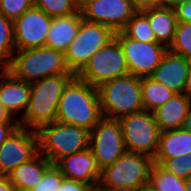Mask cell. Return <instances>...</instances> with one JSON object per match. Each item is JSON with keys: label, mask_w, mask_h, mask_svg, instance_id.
<instances>
[{"label": "cell", "mask_w": 191, "mask_h": 191, "mask_svg": "<svg viewBox=\"0 0 191 191\" xmlns=\"http://www.w3.org/2000/svg\"><path fill=\"white\" fill-rule=\"evenodd\" d=\"M102 117L98 88L75 76L60 97L56 120L91 131Z\"/></svg>", "instance_id": "obj_1"}, {"label": "cell", "mask_w": 191, "mask_h": 191, "mask_svg": "<svg viewBox=\"0 0 191 191\" xmlns=\"http://www.w3.org/2000/svg\"><path fill=\"white\" fill-rule=\"evenodd\" d=\"M75 74H58L31 83V96L19 126L37 130L56 120L60 97Z\"/></svg>", "instance_id": "obj_2"}, {"label": "cell", "mask_w": 191, "mask_h": 191, "mask_svg": "<svg viewBox=\"0 0 191 191\" xmlns=\"http://www.w3.org/2000/svg\"><path fill=\"white\" fill-rule=\"evenodd\" d=\"M6 69L28 83L58 74H74L66 64L64 52L47 46L15 51Z\"/></svg>", "instance_id": "obj_3"}, {"label": "cell", "mask_w": 191, "mask_h": 191, "mask_svg": "<svg viewBox=\"0 0 191 191\" xmlns=\"http://www.w3.org/2000/svg\"><path fill=\"white\" fill-rule=\"evenodd\" d=\"M154 159L126 151L113 164L101 170L98 188L103 191H133L149 182Z\"/></svg>", "instance_id": "obj_4"}, {"label": "cell", "mask_w": 191, "mask_h": 191, "mask_svg": "<svg viewBox=\"0 0 191 191\" xmlns=\"http://www.w3.org/2000/svg\"><path fill=\"white\" fill-rule=\"evenodd\" d=\"M39 153L55 164L62 157L89 148V134L85 128L64 124L57 120L37 130Z\"/></svg>", "instance_id": "obj_5"}, {"label": "cell", "mask_w": 191, "mask_h": 191, "mask_svg": "<svg viewBox=\"0 0 191 191\" xmlns=\"http://www.w3.org/2000/svg\"><path fill=\"white\" fill-rule=\"evenodd\" d=\"M103 117L119 119L144 110L141 78L127 74L98 87Z\"/></svg>", "instance_id": "obj_6"}, {"label": "cell", "mask_w": 191, "mask_h": 191, "mask_svg": "<svg viewBox=\"0 0 191 191\" xmlns=\"http://www.w3.org/2000/svg\"><path fill=\"white\" fill-rule=\"evenodd\" d=\"M129 74L122 46L114 37L91 56L88 63L76 75L80 80L98 88L102 84Z\"/></svg>", "instance_id": "obj_7"}, {"label": "cell", "mask_w": 191, "mask_h": 191, "mask_svg": "<svg viewBox=\"0 0 191 191\" xmlns=\"http://www.w3.org/2000/svg\"><path fill=\"white\" fill-rule=\"evenodd\" d=\"M118 120L121 124L126 150L148 155L154 159L161 132L154 114L144 109L122 116Z\"/></svg>", "instance_id": "obj_8"}, {"label": "cell", "mask_w": 191, "mask_h": 191, "mask_svg": "<svg viewBox=\"0 0 191 191\" xmlns=\"http://www.w3.org/2000/svg\"><path fill=\"white\" fill-rule=\"evenodd\" d=\"M115 37V33L100 23L82 19L77 36L64 52L69 70L77 75L91 56Z\"/></svg>", "instance_id": "obj_9"}, {"label": "cell", "mask_w": 191, "mask_h": 191, "mask_svg": "<svg viewBox=\"0 0 191 191\" xmlns=\"http://www.w3.org/2000/svg\"><path fill=\"white\" fill-rule=\"evenodd\" d=\"M89 149L101 170L121 157L127 150L120 121L102 117L90 131Z\"/></svg>", "instance_id": "obj_10"}, {"label": "cell", "mask_w": 191, "mask_h": 191, "mask_svg": "<svg viewBox=\"0 0 191 191\" xmlns=\"http://www.w3.org/2000/svg\"><path fill=\"white\" fill-rule=\"evenodd\" d=\"M115 37L124 51L129 74L136 77H149L168 51L161 43L136 41L122 31Z\"/></svg>", "instance_id": "obj_11"}, {"label": "cell", "mask_w": 191, "mask_h": 191, "mask_svg": "<svg viewBox=\"0 0 191 191\" xmlns=\"http://www.w3.org/2000/svg\"><path fill=\"white\" fill-rule=\"evenodd\" d=\"M38 152L36 130L19 126L0 146V175L7 176Z\"/></svg>", "instance_id": "obj_12"}, {"label": "cell", "mask_w": 191, "mask_h": 191, "mask_svg": "<svg viewBox=\"0 0 191 191\" xmlns=\"http://www.w3.org/2000/svg\"><path fill=\"white\" fill-rule=\"evenodd\" d=\"M52 17L33 6L13 21L16 51L45 46Z\"/></svg>", "instance_id": "obj_13"}, {"label": "cell", "mask_w": 191, "mask_h": 191, "mask_svg": "<svg viewBox=\"0 0 191 191\" xmlns=\"http://www.w3.org/2000/svg\"><path fill=\"white\" fill-rule=\"evenodd\" d=\"M137 12L132 0H96L81 10L83 19L105 25L114 33L122 31Z\"/></svg>", "instance_id": "obj_14"}, {"label": "cell", "mask_w": 191, "mask_h": 191, "mask_svg": "<svg viewBox=\"0 0 191 191\" xmlns=\"http://www.w3.org/2000/svg\"><path fill=\"white\" fill-rule=\"evenodd\" d=\"M55 165L65 178L86 183L93 188L98 187L101 169L89 148L66 155L59 159Z\"/></svg>", "instance_id": "obj_15"}, {"label": "cell", "mask_w": 191, "mask_h": 191, "mask_svg": "<svg viewBox=\"0 0 191 191\" xmlns=\"http://www.w3.org/2000/svg\"><path fill=\"white\" fill-rule=\"evenodd\" d=\"M30 96L31 83L16 78L6 68L0 69V100L13 118L19 120L24 115Z\"/></svg>", "instance_id": "obj_16"}, {"label": "cell", "mask_w": 191, "mask_h": 191, "mask_svg": "<svg viewBox=\"0 0 191 191\" xmlns=\"http://www.w3.org/2000/svg\"><path fill=\"white\" fill-rule=\"evenodd\" d=\"M190 65L191 61L168 50L149 77L176 94L184 93Z\"/></svg>", "instance_id": "obj_17"}, {"label": "cell", "mask_w": 191, "mask_h": 191, "mask_svg": "<svg viewBox=\"0 0 191 191\" xmlns=\"http://www.w3.org/2000/svg\"><path fill=\"white\" fill-rule=\"evenodd\" d=\"M82 19L81 11L67 16L52 17L45 46L65 52L77 36Z\"/></svg>", "instance_id": "obj_18"}, {"label": "cell", "mask_w": 191, "mask_h": 191, "mask_svg": "<svg viewBox=\"0 0 191 191\" xmlns=\"http://www.w3.org/2000/svg\"><path fill=\"white\" fill-rule=\"evenodd\" d=\"M52 163L39 152L30 160L23 162L7 176L16 191H29L39 184L44 172Z\"/></svg>", "instance_id": "obj_19"}, {"label": "cell", "mask_w": 191, "mask_h": 191, "mask_svg": "<svg viewBox=\"0 0 191 191\" xmlns=\"http://www.w3.org/2000/svg\"><path fill=\"white\" fill-rule=\"evenodd\" d=\"M191 105L190 99L184 94H175L153 114L161 132L182 128Z\"/></svg>", "instance_id": "obj_20"}, {"label": "cell", "mask_w": 191, "mask_h": 191, "mask_svg": "<svg viewBox=\"0 0 191 191\" xmlns=\"http://www.w3.org/2000/svg\"><path fill=\"white\" fill-rule=\"evenodd\" d=\"M141 12L148 18L156 42L169 48L174 40L177 25L175 10L158 6L143 9Z\"/></svg>", "instance_id": "obj_21"}, {"label": "cell", "mask_w": 191, "mask_h": 191, "mask_svg": "<svg viewBox=\"0 0 191 191\" xmlns=\"http://www.w3.org/2000/svg\"><path fill=\"white\" fill-rule=\"evenodd\" d=\"M191 153V132L179 128L160 132L154 159H168Z\"/></svg>", "instance_id": "obj_22"}, {"label": "cell", "mask_w": 191, "mask_h": 191, "mask_svg": "<svg viewBox=\"0 0 191 191\" xmlns=\"http://www.w3.org/2000/svg\"><path fill=\"white\" fill-rule=\"evenodd\" d=\"M141 91L144 109L152 113L176 94L150 77H141Z\"/></svg>", "instance_id": "obj_23"}, {"label": "cell", "mask_w": 191, "mask_h": 191, "mask_svg": "<svg viewBox=\"0 0 191 191\" xmlns=\"http://www.w3.org/2000/svg\"><path fill=\"white\" fill-rule=\"evenodd\" d=\"M149 182L158 191H186L185 180L164 169L160 164L154 163Z\"/></svg>", "instance_id": "obj_24"}, {"label": "cell", "mask_w": 191, "mask_h": 191, "mask_svg": "<svg viewBox=\"0 0 191 191\" xmlns=\"http://www.w3.org/2000/svg\"><path fill=\"white\" fill-rule=\"evenodd\" d=\"M15 51L13 21L0 13V69L9 66Z\"/></svg>", "instance_id": "obj_25"}, {"label": "cell", "mask_w": 191, "mask_h": 191, "mask_svg": "<svg viewBox=\"0 0 191 191\" xmlns=\"http://www.w3.org/2000/svg\"><path fill=\"white\" fill-rule=\"evenodd\" d=\"M122 32L140 42H156L155 35L149 24L148 18L138 11L126 24Z\"/></svg>", "instance_id": "obj_26"}, {"label": "cell", "mask_w": 191, "mask_h": 191, "mask_svg": "<svg viewBox=\"0 0 191 191\" xmlns=\"http://www.w3.org/2000/svg\"><path fill=\"white\" fill-rule=\"evenodd\" d=\"M168 50L191 61V22H177L174 40Z\"/></svg>", "instance_id": "obj_27"}, {"label": "cell", "mask_w": 191, "mask_h": 191, "mask_svg": "<svg viewBox=\"0 0 191 191\" xmlns=\"http://www.w3.org/2000/svg\"><path fill=\"white\" fill-rule=\"evenodd\" d=\"M34 6L50 17L67 16L80 11L76 0H34Z\"/></svg>", "instance_id": "obj_28"}, {"label": "cell", "mask_w": 191, "mask_h": 191, "mask_svg": "<svg viewBox=\"0 0 191 191\" xmlns=\"http://www.w3.org/2000/svg\"><path fill=\"white\" fill-rule=\"evenodd\" d=\"M154 163L160 164L164 169L181 179L191 177V153L168 159H154Z\"/></svg>", "instance_id": "obj_29"}, {"label": "cell", "mask_w": 191, "mask_h": 191, "mask_svg": "<svg viewBox=\"0 0 191 191\" xmlns=\"http://www.w3.org/2000/svg\"><path fill=\"white\" fill-rule=\"evenodd\" d=\"M64 179V175L60 169L52 164L45 172L44 175L34 188L29 191H58Z\"/></svg>", "instance_id": "obj_30"}, {"label": "cell", "mask_w": 191, "mask_h": 191, "mask_svg": "<svg viewBox=\"0 0 191 191\" xmlns=\"http://www.w3.org/2000/svg\"><path fill=\"white\" fill-rule=\"evenodd\" d=\"M34 6V0H0V13L14 21Z\"/></svg>", "instance_id": "obj_31"}, {"label": "cell", "mask_w": 191, "mask_h": 191, "mask_svg": "<svg viewBox=\"0 0 191 191\" xmlns=\"http://www.w3.org/2000/svg\"><path fill=\"white\" fill-rule=\"evenodd\" d=\"M92 189L93 187L86 183L64 177L60 188H58V191H91Z\"/></svg>", "instance_id": "obj_32"}, {"label": "cell", "mask_w": 191, "mask_h": 191, "mask_svg": "<svg viewBox=\"0 0 191 191\" xmlns=\"http://www.w3.org/2000/svg\"><path fill=\"white\" fill-rule=\"evenodd\" d=\"M177 22H191V0H185L175 9Z\"/></svg>", "instance_id": "obj_33"}, {"label": "cell", "mask_w": 191, "mask_h": 191, "mask_svg": "<svg viewBox=\"0 0 191 191\" xmlns=\"http://www.w3.org/2000/svg\"><path fill=\"white\" fill-rule=\"evenodd\" d=\"M19 127V122H0V146Z\"/></svg>", "instance_id": "obj_34"}, {"label": "cell", "mask_w": 191, "mask_h": 191, "mask_svg": "<svg viewBox=\"0 0 191 191\" xmlns=\"http://www.w3.org/2000/svg\"><path fill=\"white\" fill-rule=\"evenodd\" d=\"M132 3L138 11L159 6V0H132Z\"/></svg>", "instance_id": "obj_35"}, {"label": "cell", "mask_w": 191, "mask_h": 191, "mask_svg": "<svg viewBox=\"0 0 191 191\" xmlns=\"http://www.w3.org/2000/svg\"><path fill=\"white\" fill-rule=\"evenodd\" d=\"M0 191H16L14 185L6 175H0Z\"/></svg>", "instance_id": "obj_36"}, {"label": "cell", "mask_w": 191, "mask_h": 191, "mask_svg": "<svg viewBox=\"0 0 191 191\" xmlns=\"http://www.w3.org/2000/svg\"><path fill=\"white\" fill-rule=\"evenodd\" d=\"M0 122H19L17 119L13 118L10 113L4 108V105L0 100Z\"/></svg>", "instance_id": "obj_37"}, {"label": "cell", "mask_w": 191, "mask_h": 191, "mask_svg": "<svg viewBox=\"0 0 191 191\" xmlns=\"http://www.w3.org/2000/svg\"><path fill=\"white\" fill-rule=\"evenodd\" d=\"M183 1L185 0H159V7L175 9Z\"/></svg>", "instance_id": "obj_38"}, {"label": "cell", "mask_w": 191, "mask_h": 191, "mask_svg": "<svg viewBox=\"0 0 191 191\" xmlns=\"http://www.w3.org/2000/svg\"><path fill=\"white\" fill-rule=\"evenodd\" d=\"M184 94L191 101V65H190L189 72H188V75H187V80H186V86H185V89H184Z\"/></svg>", "instance_id": "obj_39"}, {"label": "cell", "mask_w": 191, "mask_h": 191, "mask_svg": "<svg viewBox=\"0 0 191 191\" xmlns=\"http://www.w3.org/2000/svg\"><path fill=\"white\" fill-rule=\"evenodd\" d=\"M182 128L191 132V105H190L189 111L187 112V115L185 117Z\"/></svg>", "instance_id": "obj_40"}, {"label": "cell", "mask_w": 191, "mask_h": 191, "mask_svg": "<svg viewBox=\"0 0 191 191\" xmlns=\"http://www.w3.org/2000/svg\"><path fill=\"white\" fill-rule=\"evenodd\" d=\"M133 191H158V190L155 189V187L151 184V182H147L141 184Z\"/></svg>", "instance_id": "obj_41"}, {"label": "cell", "mask_w": 191, "mask_h": 191, "mask_svg": "<svg viewBox=\"0 0 191 191\" xmlns=\"http://www.w3.org/2000/svg\"><path fill=\"white\" fill-rule=\"evenodd\" d=\"M96 0H76L78 9L81 11L88 3H91Z\"/></svg>", "instance_id": "obj_42"}, {"label": "cell", "mask_w": 191, "mask_h": 191, "mask_svg": "<svg viewBox=\"0 0 191 191\" xmlns=\"http://www.w3.org/2000/svg\"><path fill=\"white\" fill-rule=\"evenodd\" d=\"M186 191H191V177L185 180Z\"/></svg>", "instance_id": "obj_43"}, {"label": "cell", "mask_w": 191, "mask_h": 191, "mask_svg": "<svg viewBox=\"0 0 191 191\" xmlns=\"http://www.w3.org/2000/svg\"><path fill=\"white\" fill-rule=\"evenodd\" d=\"M91 191H103L101 189H99L98 187L97 188H93Z\"/></svg>", "instance_id": "obj_44"}]
</instances>
